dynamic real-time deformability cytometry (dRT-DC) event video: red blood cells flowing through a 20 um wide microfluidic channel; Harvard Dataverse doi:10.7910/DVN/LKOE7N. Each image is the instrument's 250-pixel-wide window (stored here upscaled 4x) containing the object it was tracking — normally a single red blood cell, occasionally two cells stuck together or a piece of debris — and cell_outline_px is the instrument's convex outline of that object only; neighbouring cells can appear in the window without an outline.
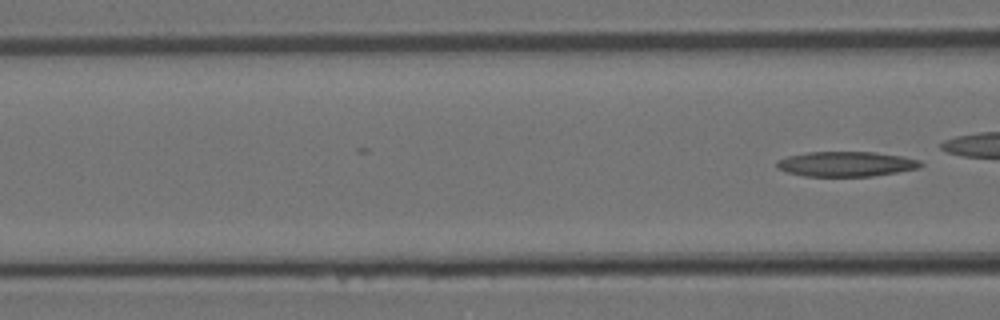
{"species": "Egyptian fruit bat (a non-hibernating species)", "species_latin": "Rousettus aegyptiacus", "temperature_condition": "room temperature", "stored_images_in_passage": 16, "camera_frame_rate_fps": 3000, "um_per_image_px": 0.085, "animal": {"sex": "female"}, "frame": {"image": 1, "passage_image": 16, "time_ms": 5.0, "image_size_px": [1000, 320], "cell_outline_px": [[924, 164], [920, 168], [872, 176], [804, 176], [788, 172], [776, 168], [776, 160], [788, 156], [808, 152], [876, 152], [904, 156], [920, 160]], "centroid_in_image_um": [71.94, 13.93], "position_along_channel_um": 94.7, "area_um2": 21.04}}